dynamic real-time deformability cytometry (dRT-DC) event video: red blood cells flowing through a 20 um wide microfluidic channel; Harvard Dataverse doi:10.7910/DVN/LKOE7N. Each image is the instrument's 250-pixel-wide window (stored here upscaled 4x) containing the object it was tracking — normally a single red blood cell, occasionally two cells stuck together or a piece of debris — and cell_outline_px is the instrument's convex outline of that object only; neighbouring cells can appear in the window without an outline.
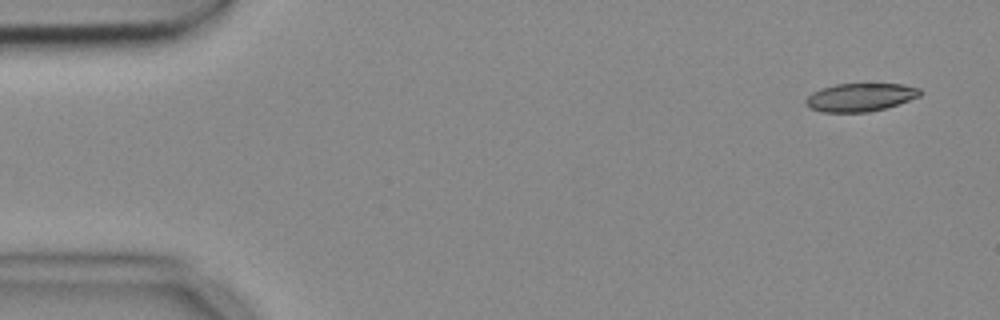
{"species": "common noctule bat (a hibernating species)", "species_latin": "Nyctalus noctula", "temperature_condition": "cold", "stored_images_in_passage": 8, "camera_frame_rate_fps": 3000, "um_per_image_px": 0.085, "animal": {"sex": "female", "body_mass_g": 18.4}, "frame": {"image": 1, "passage_image": 1, "time_ms": 0.0, "image_size_px": [1000, 320], "cell_outline_px": [[924, 92], [920, 96], [884, 108], [868, 112], [820, 112], [804, 104], [804, 100], [812, 92], [820, 88], [836, 84], [904, 84], [920, 88]], "centroid_in_image_um": [73.11, 8.26], "position_along_channel_um": 11.9, "area_um2": 18.79}}
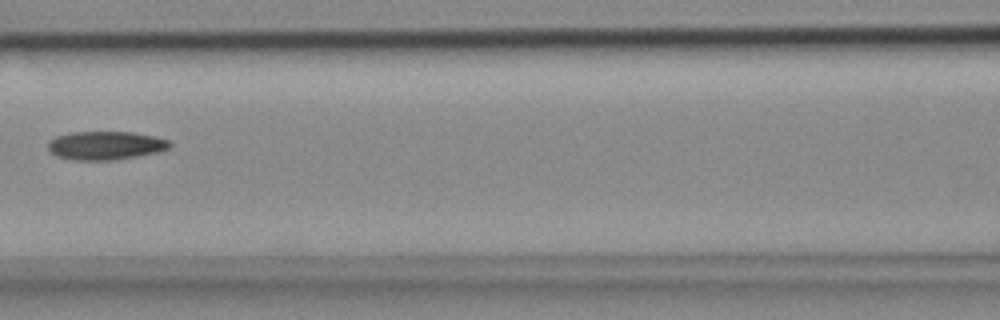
{"frame": {"image": 2, "passage_image": 7, "time_ms": 2.0, "image_size_px": [1000, 320], "cell_outline_px": [[172, 144], [168, 148], [156, 152], [116, 160], [72, 160], [56, 156], [48, 148], [48, 140], [56, 136], [72, 132], [132, 132], [152, 136], [168, 140]], "centroid_in_image_um": [8.93, 12.37], "position_along_channel_um": 157.7, "area_um2": 20.11}}
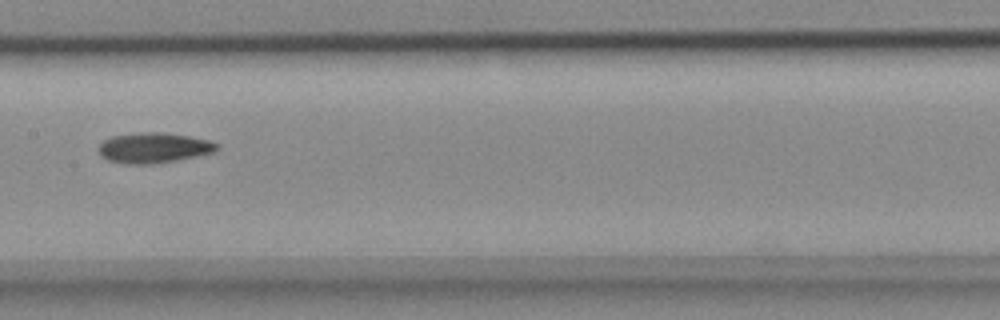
{"frame": {"image": 3, "passage_image": 8, "time_ms": 2.333, "image_size_px": [1000, 320], "cell_outline_px": [[220, 144], [216, 152], [176, 160], [152, 164], [128, 164], [108, 160], [100, 156], [100, 144], [104, 140], [112, 136], [144, 132], [164, 132], [188, 136], [208, 140]], "centroid_in_image_um": [13.09, 12.56], "position_along_channel_um": 194.3, "area_um2": 20.81}}